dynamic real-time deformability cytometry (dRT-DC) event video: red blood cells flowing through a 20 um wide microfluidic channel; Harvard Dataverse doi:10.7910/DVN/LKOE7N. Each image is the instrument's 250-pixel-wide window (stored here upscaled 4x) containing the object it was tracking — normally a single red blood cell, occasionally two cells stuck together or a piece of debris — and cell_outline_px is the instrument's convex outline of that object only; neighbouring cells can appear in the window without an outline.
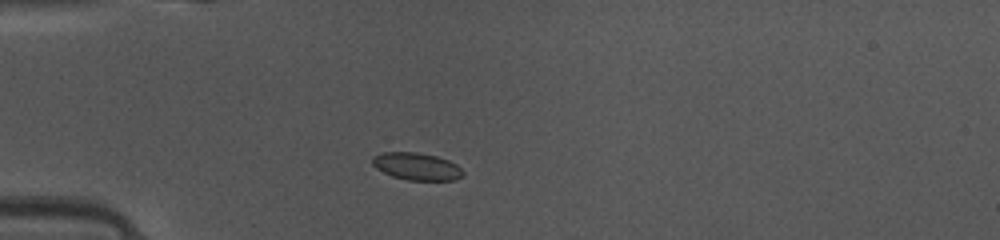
{"species": "common noctule bat (a hibernating species)", "species_latin": "Nyctalus noctula", "temperature_condition": "warm", "stored_images_in_passage": 36, "camera_frame_rate_fps": 3000, "um_per_image_px": 0.085, "animal": {"sex": "female", "body_mass_g": 10.0, "forearm_length_mm": 53.1}, "frame": {"image": 1, "passage_image": 1, "time_ms": 0.0, "image_size_px": [1000, 240], "cell_outline_px": [[464, 172], [456, 180], [408, 180], [392, 176], [376, 168], [372, 164], [372, 156], [380, 152], [416, 152], [436, 156], [448, 160], [456, 164]], "centroid_in_image_um": [35.38, 14.13], "position_along_channel_um": 49.6, "area_um2": 14.39}}
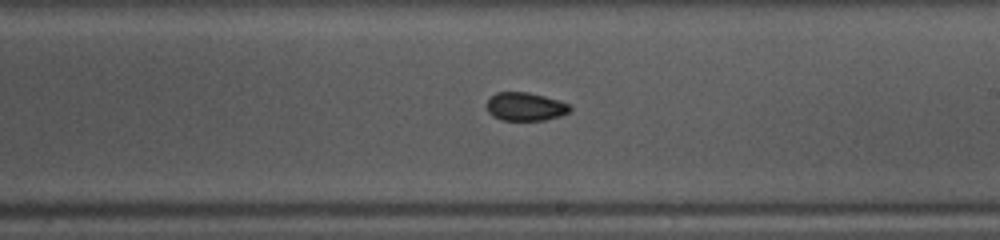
{"frame": {"image": 2, "passage_image": 16, "time_ms": 5.0, "image_size_px": [1000, 240], "cell_outline_px": [[572, 108], [568, 112], [560, 116], [544, 120], [500, 120], [492, 116], [488, 112], [484, 104], [496, 92], [528, 92], [560, 100], [568, 104]], "centroid_in_image_um": [44.62, 9.06], "position_along_channel_um": 244.4, "area_um2": 13.87}}
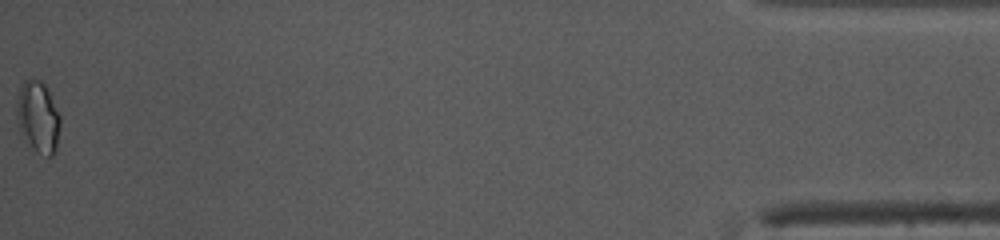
{"frame": {"image": 3, "passage_image": 36, "time_ms": 11.667, "image_size_px": [1000, 240], "cell_outline_px": [[60, 124], [56, 148], [52, 156], [48, 156], [36, 152], [32, 148], [20, 132], [16, 120], [16, 100], [20, 88], [24, 80], [40, 80], [48, 88], [60, 116]], "centroid_in_image_um": [3.22, 9.94], "position_along_channel_um": 432.0, "area_um2": 18.21}, "authors_computed_cell_mechanics": {"area_um2": 14.3922, "velocity_mm_per_s": 4.1557, "shape_relaxation_time_tau1_ms": null, "shape_relaxation_time_tau2_ms": 2.7824, "deformation_change_tau1": null, "deformation_change_tau2": 0.0741}}